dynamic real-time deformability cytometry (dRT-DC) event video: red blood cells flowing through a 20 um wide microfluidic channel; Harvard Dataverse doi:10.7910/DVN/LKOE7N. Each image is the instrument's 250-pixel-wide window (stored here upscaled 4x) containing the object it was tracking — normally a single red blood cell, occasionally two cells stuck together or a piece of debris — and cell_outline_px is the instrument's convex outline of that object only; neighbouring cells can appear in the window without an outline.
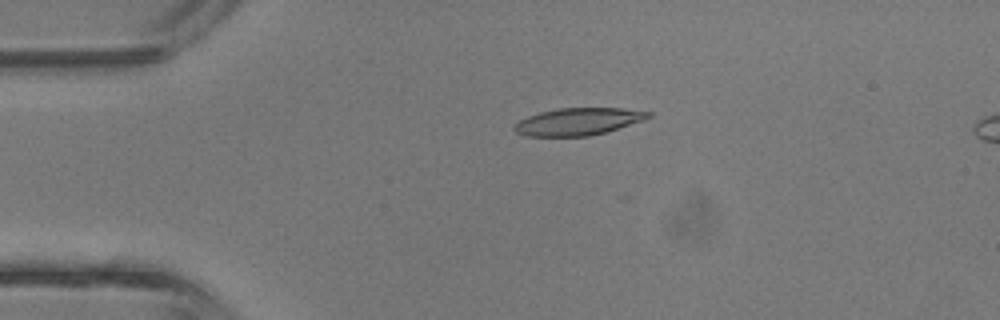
{"species": "common noctule bat (a hibernating species)", "species_latin": "Nyctalus noctula", "temperature_condition": "room temperature", "stored_images_in_passage": 35, "camera_frame_rate_fps": 3000, "um_per_image_px": 0.085, "animal": {"sex": "male", "body_mass_g": 13.3}, "frame": {"image": 1, "passage_image": 9, "time_ms": 2.667, "image_size_px": [1000, 320], "cell_outline_px": [[652, 116], [644, 120], [608, 132], [588, 136], [528, 136], [516, 132], [512, 128], [520, 120], [528, 116], [540, 112], [556, 108], [624, 108], [652, 112]], "centroid_in_image_um": [49.19, 10.33], "position_along_channel_um": 35.8, "area_um2": 21.39}}
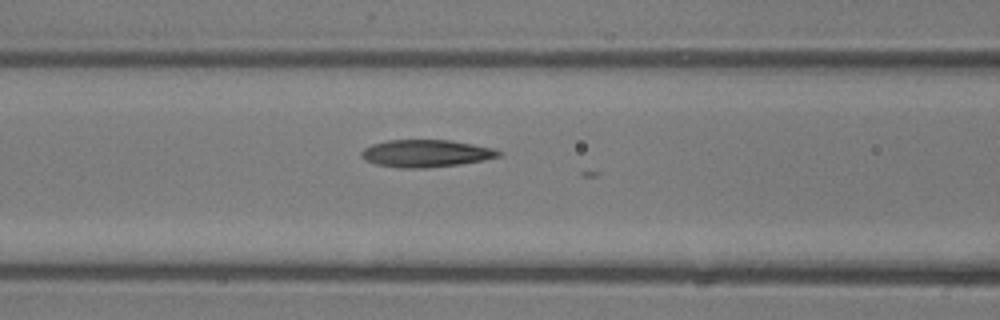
{"frame": {"image": 2, "passage_image": 17, "time_ms": 5.333, "image_size_px": [1000, 320], "cell_outline_px": [[504, 152], [500, 156], [484, 160], [460, 164], [428, 168], [396, 168], [376, 164], [364, 160], [360, 156], [360, 152], [364, 148], [372, 144], [388, 140], [448, 140], [496, 148]], "centroid_in_image_um": [36.21, 13.04], "position_along_channel_um": 130.4, "area_um2": 22.14}}
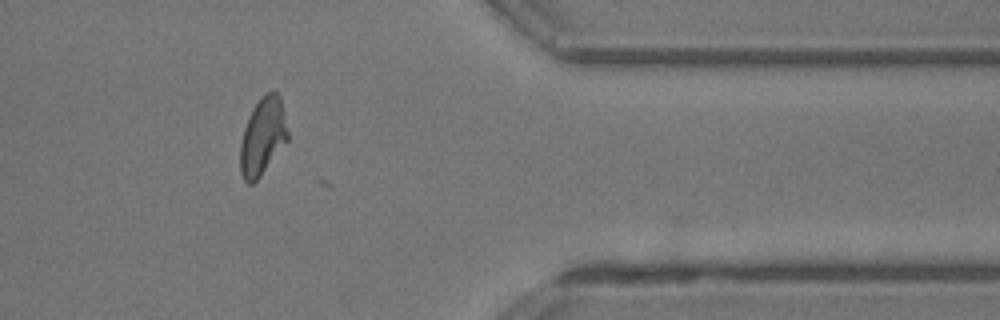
{"frame": {"image": 3, "passage_image": 34, "time_ms": 11.0, "image_size_px": [1000, 320], "cell_outline_px": [[288, 140], [260, 176], [252, 184], [248, 184], [244, 180], [240, 172], [240, 144], [244, 128], [252, 108], [260, 96], [264, 92], [272, 88], [280, 96], [288, 132]], "centroid_in_image_um": [22.32, 11.56], "position_along_channel_um": 389.1, "area_um2": 21.56}}